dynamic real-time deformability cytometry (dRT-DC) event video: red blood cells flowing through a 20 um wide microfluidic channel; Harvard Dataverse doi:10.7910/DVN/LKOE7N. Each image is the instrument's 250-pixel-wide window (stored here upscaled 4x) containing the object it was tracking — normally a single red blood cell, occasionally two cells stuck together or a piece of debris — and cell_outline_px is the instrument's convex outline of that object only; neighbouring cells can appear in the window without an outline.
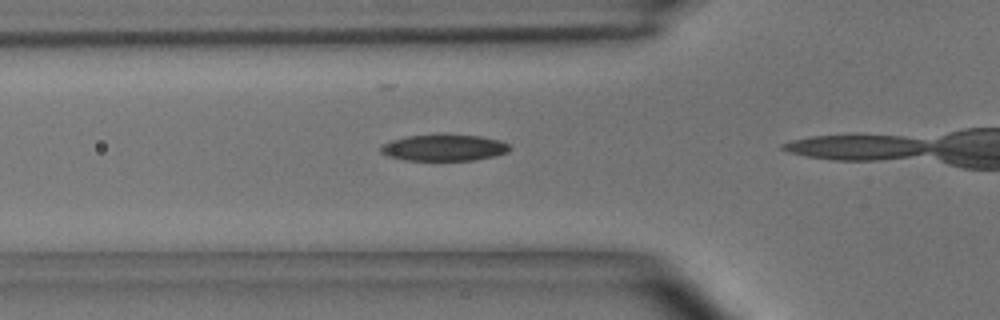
{"species": "common noctule bat (a hibernating species)", "species_latin": "Nyctalus noctula", "temperature_condition": "room temperature", "stored_images_in_passage": 15, "camera_frame_rate_fps": 3000, "um_per_image_px": 0.085, "animal": {"sex": "male", "body_mass_g": 15.6}, "frame": {"image": 1, "passage_image": 11, "time_ms": 3.333, "image_size_px": [1000, 320], "cell_outline_px": [[512, 148], [508, 152], [496, 156], [472, 160], [404, 160], [388, 156], [380, 152], [380, 148], [384, 144], [392, 140], [408, 136], [480, 136], [500, 140], [508, 144]], "centroid_in_image_um": [37.77, 12.58], "position_along_channel_um": 88.0, "area_um2": 19.36}}